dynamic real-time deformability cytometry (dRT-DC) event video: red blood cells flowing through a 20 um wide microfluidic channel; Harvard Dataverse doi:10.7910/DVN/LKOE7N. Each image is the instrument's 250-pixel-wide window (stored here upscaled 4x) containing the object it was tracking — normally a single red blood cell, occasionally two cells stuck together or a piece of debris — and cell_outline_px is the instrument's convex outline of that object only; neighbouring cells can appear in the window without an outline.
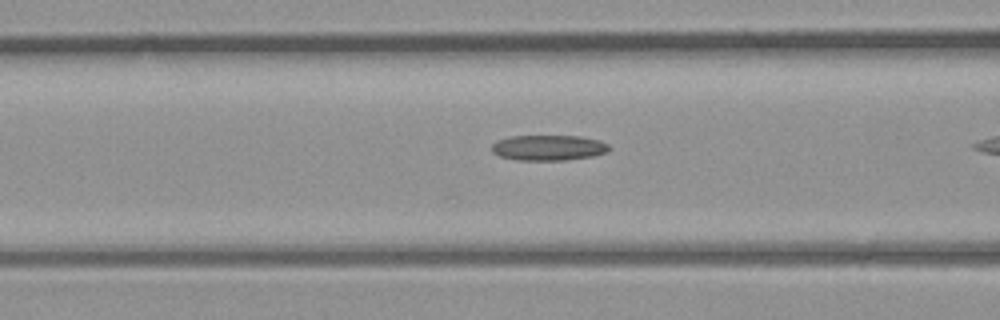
{"species": "common noctule bat (a hibernating species)", "species_latin": "Nyctalus noctula", "temperature_condition": "room temperature", "stored_images_in_passage": 6, "camera_frame_rate_fps": 3000, "um_per_image_px": 0.085, "animal": {"sex": "male", "body_mass_g": 23.1, "forearm_length_mm": 52.7}, "frame": {"image": 1, "passage_image": 5, "time_ms": 1.333, "image_size_px": [1000, 320], "cell_outline_px": [[612, 148], [608, 152], [592, 156], [564, 160], [516, 160], [500, 156], [492, 152], [492, 144], [496, 140], [512, 136], [580, 136], [600, 140], [608, 144]], "centroid_in_image_um": [46.64, 12.55], "position_along_channel_um": 120.0, "area_um2": 17.51}}